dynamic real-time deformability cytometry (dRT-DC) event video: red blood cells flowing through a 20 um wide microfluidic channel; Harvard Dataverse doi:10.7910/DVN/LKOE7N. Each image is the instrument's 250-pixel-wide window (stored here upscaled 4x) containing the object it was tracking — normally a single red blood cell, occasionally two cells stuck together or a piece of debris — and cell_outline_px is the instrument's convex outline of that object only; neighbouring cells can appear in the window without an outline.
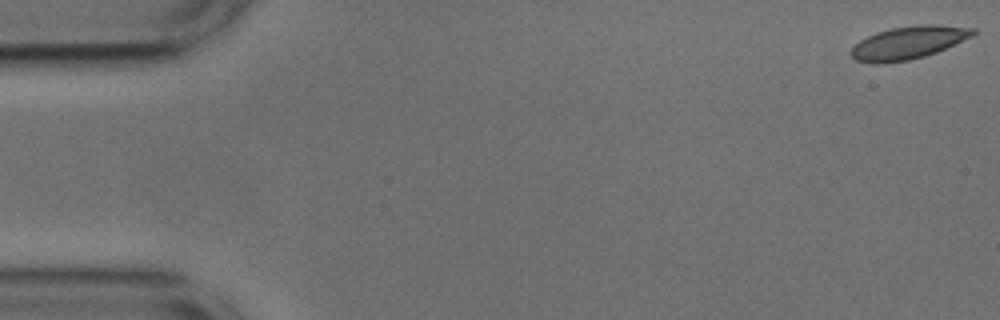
{"species": "common noctule bat (a hibernating species)", "species_latin": "Nyctalus noctula", "temperature_condition": "cold", "stored_images_in_passage": 53, "camera_frame_rate_fps": 3000, "um_per_image_px": 0.085, "animal": {"sex": "male", "body_mass_g": 17.9, "forearm_length_mm": 54.2}, "frame": {"image": 1, "passage_image": 1, "time_ms": 0.0, "image_size_px": [1000, 320], "cell_outline_px": [[980, 32], [972, 36], [936, 52], [924, 56], [908, 60], [880, 64], [876, 64], [856, 60], [848, 52], [860, 40], [876, 32], [892, 28], [916, 24], [940, 24], [976, 28]], "centroid_in_image_um": [77.24, 3.61], "position_along_channel_um": 7.8, "area_um2": 23.47}}
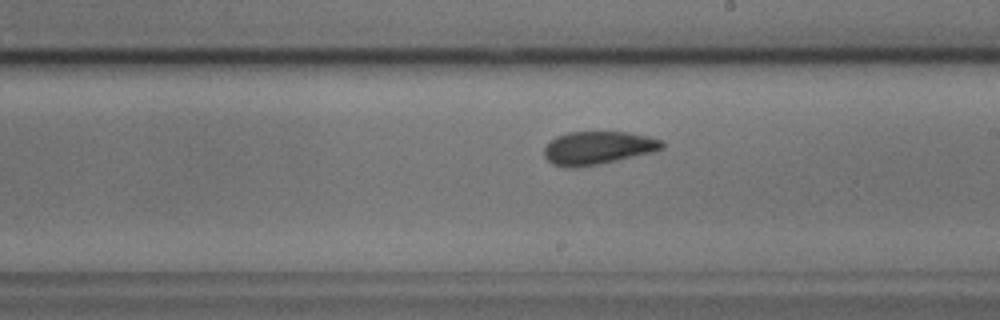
{"frame": {"image": 2, "passage_image": 30, "time_ms": 9.667, "image_size_px": [1000, 320], "cell_outline_px": [[664, 148], [652, 152], [600, 164], [576, 168], [564, 168], [552, 164], [544, 156], [544, 148], [556, 136], [568, 132], [628, 132], [648, 136], [664, 140]], "centroid_in_image_um": [50.82, 12.58], "position_along_channel_um": 238.2, "area_um2": 22.89}}
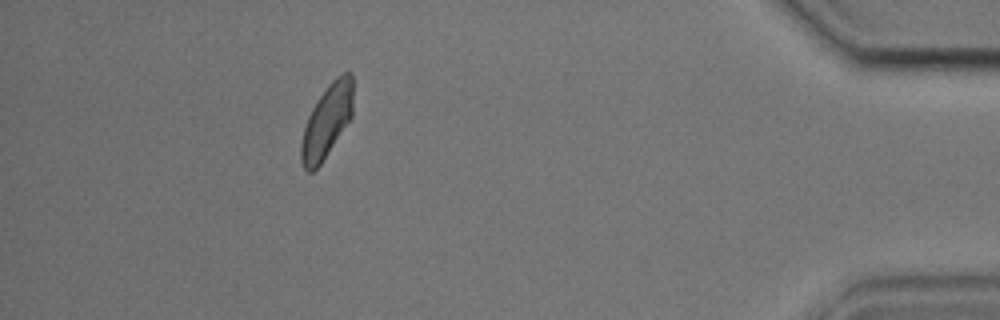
{"frame": {"image": 3, "passage_image": 48, "time_ms": 15.667, "image_size_px": [1000, 320], "cell_outline_px": [[352, 116], [320, 164], [312, 172], [308, 172], [304, 168], [300, 160], [300, 144], [304, 128], [308, 116], [316, 100], [328, 84], [336, 76], [344, 72], [352, 72]], "centroid_in_image_um": [27.76, 10.28], "position_along_channel_um": 407.4, "area_um2": 21.96}, "authors_computed_cell_mechanics": {"area_um2": 23.0622, "velocity_mm_per_s": 3.7267, "shape_relaxation_time_tau1_ms": 6.6285, "shape_relaxation_time_tau2_ms": 1.5044, "deformation_change_tau1": 0.1144, "deformation_change_tau2": 0.0547}}